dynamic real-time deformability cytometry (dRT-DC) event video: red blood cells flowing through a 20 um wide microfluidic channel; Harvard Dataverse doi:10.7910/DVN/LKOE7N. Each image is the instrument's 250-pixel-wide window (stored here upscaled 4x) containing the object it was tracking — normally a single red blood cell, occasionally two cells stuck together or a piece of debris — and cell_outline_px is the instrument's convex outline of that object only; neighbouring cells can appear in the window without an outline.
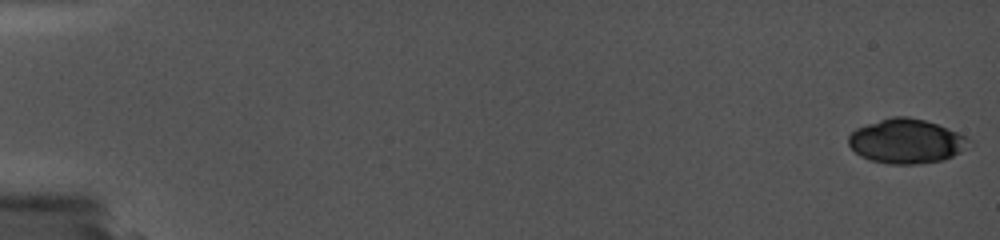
{"species": "common noctule bat (a hibernating species)", "species_latin": "Nyctalus noctula", "temperature_condition": "cold", "stored_images_in_passage": 15, "camera_frame_rate_fps": 5000, "um_per_image_px": 0.085, "animal": {"sex": "female", "body_mass_g": 19.0, "forearm_length_mm": 56.7}, "frame": {"image": 1, "passage_image": 1, "time_ms": 0.0, "image_size_px": [1000, 240], "cell_outline_px": [[972, 140], [960, 152], [944, 160], [916, 164], [888, 164], [872, 160], [860, 156], [848, 144], [848, 136], [856, 128], [892, 116], [908, 116], [924, 120], [936, 124], [956, 132]], "centroid_in_image_um": [77.01, 12.01], "position_along_channel_um": 8.0, "area_um2": 30.87}}